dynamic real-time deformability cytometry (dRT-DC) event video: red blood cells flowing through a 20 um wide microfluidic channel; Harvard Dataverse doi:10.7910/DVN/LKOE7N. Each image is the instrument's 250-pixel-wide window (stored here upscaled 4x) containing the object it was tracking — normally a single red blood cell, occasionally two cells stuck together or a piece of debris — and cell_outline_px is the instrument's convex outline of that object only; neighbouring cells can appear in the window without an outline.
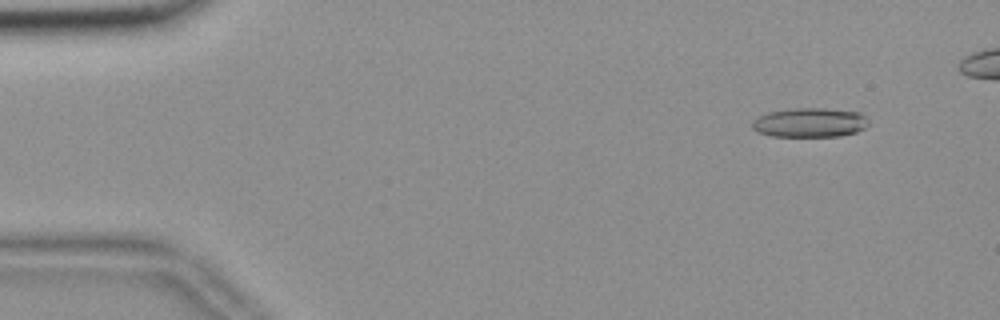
{"species": "common noctule bat (a hibernating species)", "species_latin": "Nyctalus noctula", "temperature_condition": "room temperature", "stored_images_in_passage": 51, "camera_frame_rate_fps": 3000, "um_per_image_px": 0.085, "animal": {"sex": "female", "body_mass_g": 18.4}, "frame": {"image": 1, "passage_image": 5, "time_ms": 1.333, "image_size_px": [1000, 320], "cell_outline_px": [[868, 124], [864, 128], [856, 132], [840, 136], [772, 136], [760, 132], [752, 128], [752, 120], [768, 112], [792, 108], [824, 108], [860, 112], [864, 116]], "centroid_in_image_um": [68.83, 10.41], "position_along_channel_um": 16.2, "area_um2": 19.77}}
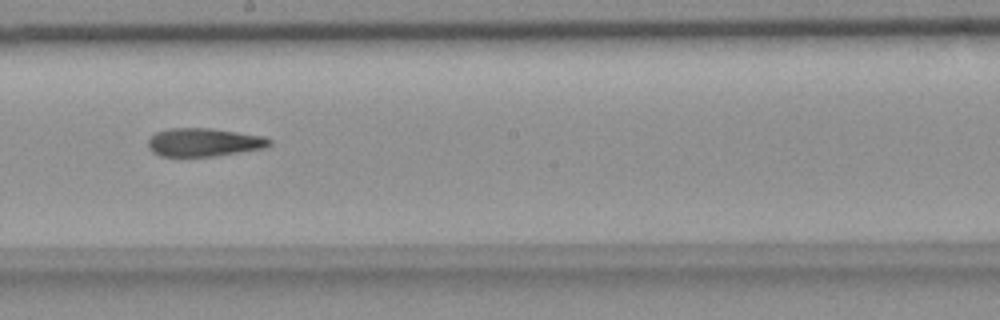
{"frame": {"image": 2, "passage_image": 31, "time_ms": 10.0, "image_size_px": [1000, 320], "cell_outline_px": [[272, 144], [264, 148], [212, 156], [160, 156], [152, 152], [148, 148], [148, 140], [156, 132], [168, 128], [212, 128], [264, 136], [272, 140]], "centroid_in_image_um": [17.32, 12.08], "position_along_channel_um": 230.9, "area_um2": 20.0}}
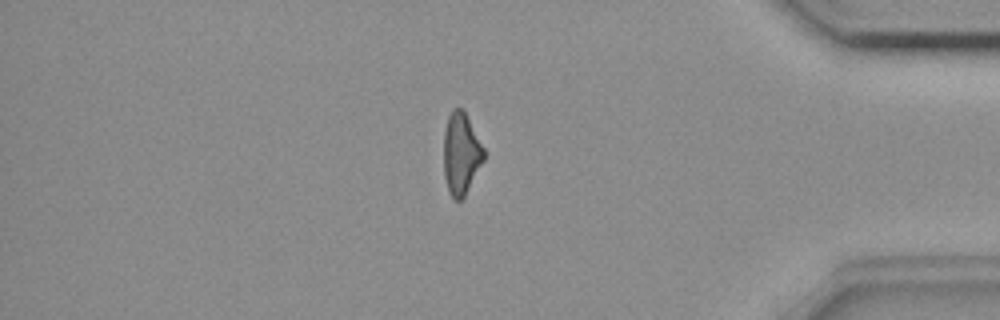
{"frame": {"image": 3, "passage_image": 47, "time_ms": 15.333, "image_size_px": [1000, 320], "cell_outline_px": [[484, 160], [464, 196], [460, 200], [452, 200], [448, 192], [444, 176], [444, 132], [448, 116], [452, 108], [464, 108], [484, 148]], "centroid_in_image_um": [39.18, 13.04], "position_along_channel_um": 396.0, "area_um2": 19.31}}